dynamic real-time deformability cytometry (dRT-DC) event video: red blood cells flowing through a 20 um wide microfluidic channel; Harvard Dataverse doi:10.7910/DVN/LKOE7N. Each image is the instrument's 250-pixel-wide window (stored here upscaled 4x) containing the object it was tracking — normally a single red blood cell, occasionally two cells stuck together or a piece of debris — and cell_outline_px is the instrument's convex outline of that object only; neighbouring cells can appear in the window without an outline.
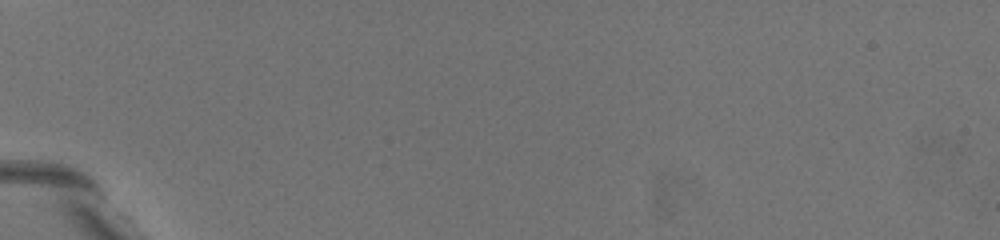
{"species": "common noctule bat (a hibernating species)", "species_latin": "Nyctalus noctula", "temperature_condition": "warm", "stored_images_in_passage": 3, "camera_frame_rate_fps": 3000, "um_per_image_px": 0.085, "animal": {"sex": "female", "body_mass_g": 19.5, "forearm_length_mm": 54.1}, "frame": {"image": 1, "passage_image": 1, "time_ms": 0.0, "image_size_px": [1000, 240], "cell_outline_px": [[184, 208], [172, 208], [156, 196], [120, 168], [108, 148], [108, 140], [124, 144], [144, 152], [172, 188], [180, 200]], "centroid_in_image_um": [12.24, 14.66], "position_along_channel_um": 72.8, "area_um2": 13.12}}